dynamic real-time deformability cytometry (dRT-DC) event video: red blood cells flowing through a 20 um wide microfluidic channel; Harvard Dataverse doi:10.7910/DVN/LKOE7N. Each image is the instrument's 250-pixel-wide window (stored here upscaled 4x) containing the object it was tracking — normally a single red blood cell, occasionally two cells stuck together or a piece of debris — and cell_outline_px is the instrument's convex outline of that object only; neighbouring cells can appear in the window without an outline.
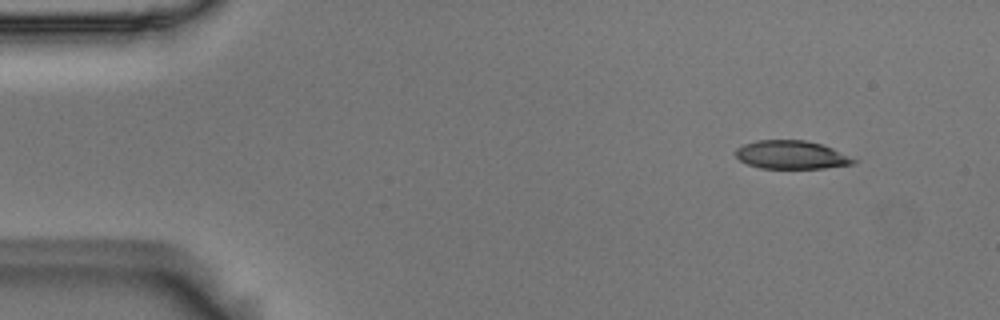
{"species": "Egyptian fruit bat (a non-hibernating species)", "species_latin": "Rousettus aegyptiacus", "temperature_condition": "room temperature", "stored_images_in_passage": 6, "camera_frame_rate_fps": 3000, "um_per_image_px": 0.085, "animal": {"sex": "male"}, "frame": {"image": 1, "passage_image": 1, "time_ms": 0.0, "image_size_px": [1000, 320], "cell_outline_px": [[860, 160], [852, 164], [824, 168], [760, 168], [748, 164], [740, 160], [736, 156], [736, 148], [744, 144], [756, 140], [804, 140], [820, 144], [832, 148]], "centroid_in_image_um": [67.28, 13.16], "position_along_channel_um": 17.7, "area_um2": 19.42}}
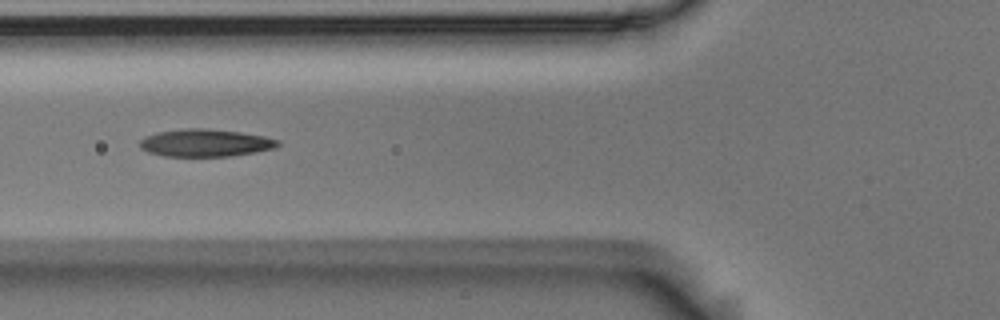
{"frame": {"image": 2, "passage_image": 5, "time_ms": 1.333, "image_size_px": [1000, 320], "cell_outline_px": [[280, 144], [276, 148], [256, 152], [232, 156], [164, 156], [148, 152], [140, 148], [140, 140], [144, 136], [156, 132], [188, 128], [208, 128], [240, 132], [264, 136], [280, 140]], "centroid_in_image_um": [17.46, 12.14], "position_along_channel_um": 108.3, "area_um2": 22.31}}
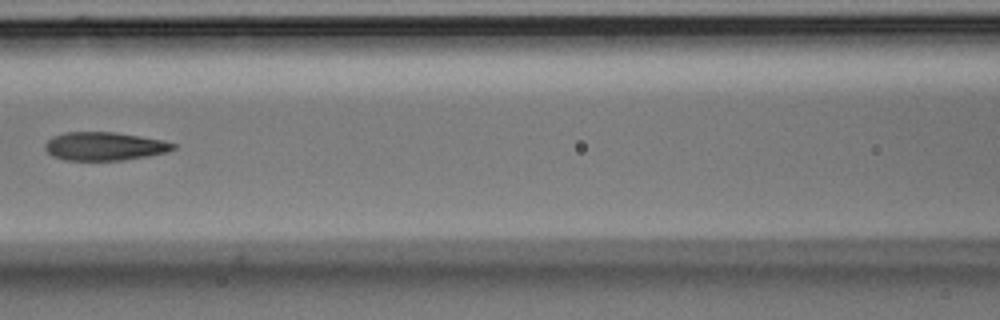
{"frame": {"image": 3, "passage_image": 6, "time_ms": 1.667, "image_size_px": [1000, 320], "cell_outline_px": [[176, 148], [168, 152], [148, 156], [124, 160], [64, 160], [52, 156], [44, 148], [44, 144], [52, 136], [64, 132], [116, 132], [164, 140], [176, 144]], "centroid_in_image_um": [8.88, 12.43], "position_along_channel_um": 157.7, "area_um2": 21.39}}